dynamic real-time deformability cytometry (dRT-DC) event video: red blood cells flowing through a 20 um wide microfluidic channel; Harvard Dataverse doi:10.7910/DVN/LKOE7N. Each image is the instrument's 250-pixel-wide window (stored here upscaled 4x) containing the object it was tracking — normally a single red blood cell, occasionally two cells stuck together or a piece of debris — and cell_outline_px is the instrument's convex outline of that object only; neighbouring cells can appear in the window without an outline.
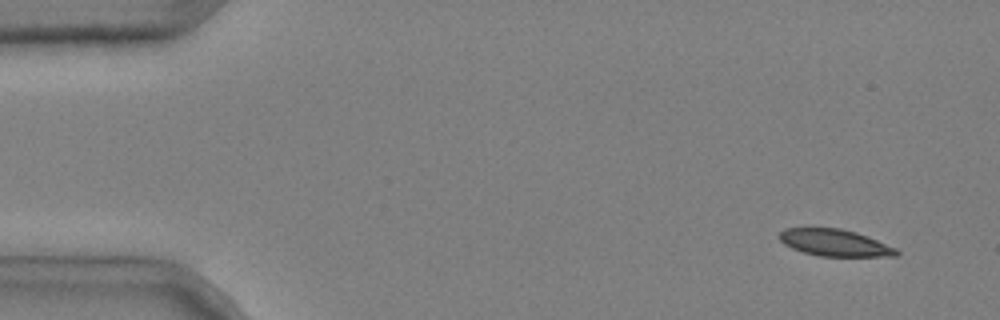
{"species": "common noctule bat (a hibernating species)", "species_latin": "Nyctalus noctula", "temperature_condition": "cold", "stored_images_in_passage": 6, "camera_frame_rate_fps": 3000, "um_per_image_px": 0.085, "animal": {"sex": "male", "body_mass_g": 20.4}, "frame": {"image": 1, "passage_image": 2, "time_ms": 0.333, "image_size_px": [1000, 320], "cell_outline_px": [[900, 252], [896, 256], [820, 256], [804, 252], [792, 248], [784, 244], [776, 236], [784, 228], [840, 228], [856, 232], [868, 236], [896, 248]], "centroid_in_image_um": [70.94, 20.62], "position_along_channel_um": 14.1, "area_um2": 18.32}}